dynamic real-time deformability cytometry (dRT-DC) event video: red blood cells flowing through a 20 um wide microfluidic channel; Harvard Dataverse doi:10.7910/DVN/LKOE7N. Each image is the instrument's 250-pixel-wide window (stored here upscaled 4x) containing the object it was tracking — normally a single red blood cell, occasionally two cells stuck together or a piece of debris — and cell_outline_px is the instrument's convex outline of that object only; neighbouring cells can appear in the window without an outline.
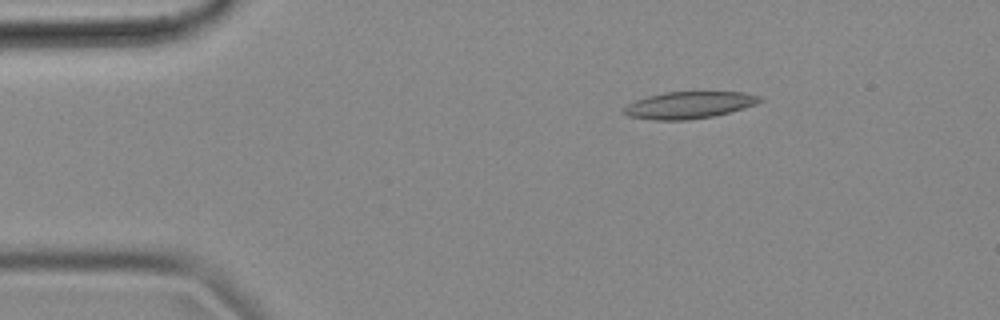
{"species": "common noctule bat (a hibernating species)", "species_latin": "Nyctalus noctula", "temperature_condition": "cold", "stored_images_in_passage": 47, "camera_frame_rate_fps": 3000, "um_per_image_px": 0.085, "animal": {"sex": "female", "body_mass_g": 18.4}, "frame": {"image": 1, "passage_image": 1, "time_ms": 0.0, "image_size_px": [1000, 320], "cell_outline_px": [[764, 100], [756, 104], [744, 108], [712, 116], [688, 120], [652, 120], [628, 116], [624, 112], [624, 108], [628, 104], [636, 100], [648, 96], [664, 92], [744, 92], [760, 96]], "centroid_in_image_um": [58.58, 8.93], "position_along_channel_um": 26.4, "area_um2": 21.21}}
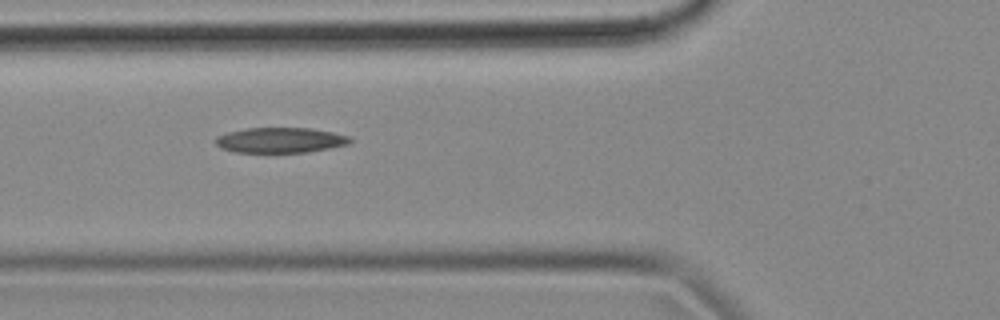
{"frame": {"image": 2, "passage_image": 12, "time_ms": 3.667, "image_size_px": [1000, 320], "cell_outline_px": [[352, 140], [348, 144], [308, 152], [236, 152], [220, 148], [216, 144], [216, 136], [228, 132], [248, 128], [312, 128], [352, 136]], "centroid_in_image_um": [23.84, 11.91], "position_along_channel_um": 102.0, "area_um2": 19.77}}
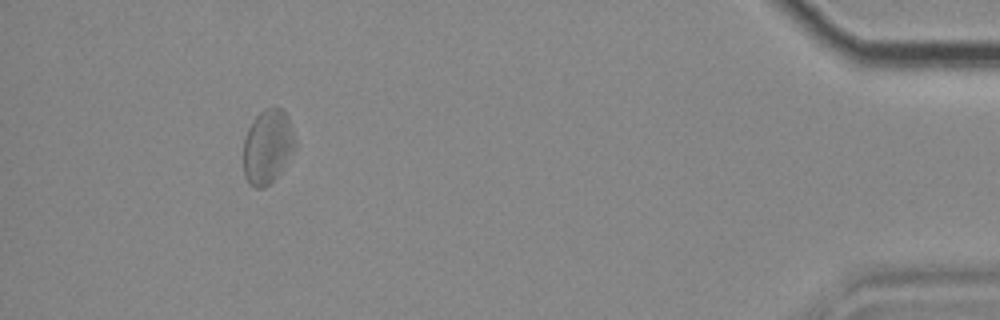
{"frame": {"image": 3, "passage_image": 43, "time_ms": 14.0, "image_size_px": [1000, 320], "cell_outline_px": [[296, 144], [280, 172], [264, 188], [256, 188], [248, 184], [244, 176], [244, 140], [248, 128], [252, 120], [264, 108], [280, 108], [288, 116], [296, 140]], "centroid_in_image_um": [22.73, 12.46], "position_along_channel_um": 412.5, "area_um2": 22.2}, "authors_computed_cell_mechanics": {"area_um2": 20.9814, "velocity_mm_per_s": 3.6292, "shape_relaxation_time_tau1_ms": null, "shape_relaxation_time_tau2_ms": 4.6522, "deformation_change_tau1": null, "deformation_change_tau2": 0.1237}}